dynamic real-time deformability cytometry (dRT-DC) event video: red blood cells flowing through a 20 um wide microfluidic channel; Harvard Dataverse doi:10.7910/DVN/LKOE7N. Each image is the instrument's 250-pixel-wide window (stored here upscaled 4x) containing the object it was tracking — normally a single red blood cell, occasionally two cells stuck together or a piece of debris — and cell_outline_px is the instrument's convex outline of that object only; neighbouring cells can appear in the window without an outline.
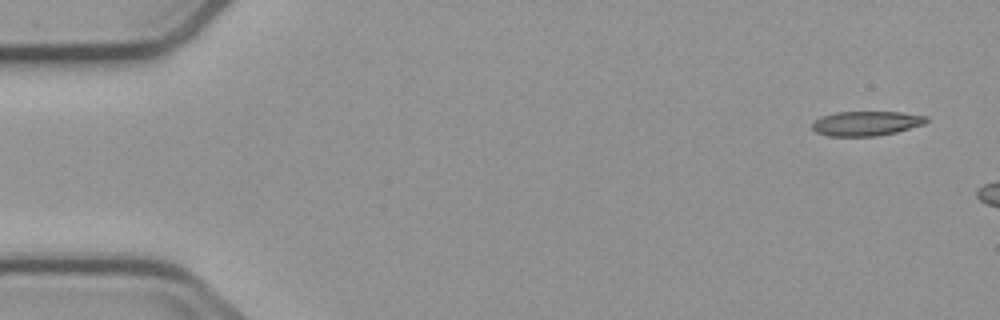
{"species": "common noctule bat (a hibernating species)", "species_latin": "Nyctalus noctula", "temperature_condition": "cold", "stored_images_in_passage": 3, "camera_frame_rate_fps": 3000, "um_per_image_px": 0.085, "animal": {"sex": "male", "body_mass_g": 23.1, "forearm_length_mm": 52.7}, "frame": {"image": 1, "passage_image": 1, "time_ms": 0.0, "image_size_px": [1000, 320], "cell_outline_px": [[928, 120], [924, 124], [896, 132], [876, 136], [828, 136], [816, 132], [812, 128], [812, 124], [816, 120], [824, 116], [836, 112], [900, 112], [928, 116]], "centroid_in_image_um": [73.65, 10.49], "position_along_channel_um": 11.3, "area_um2": 16.24}}